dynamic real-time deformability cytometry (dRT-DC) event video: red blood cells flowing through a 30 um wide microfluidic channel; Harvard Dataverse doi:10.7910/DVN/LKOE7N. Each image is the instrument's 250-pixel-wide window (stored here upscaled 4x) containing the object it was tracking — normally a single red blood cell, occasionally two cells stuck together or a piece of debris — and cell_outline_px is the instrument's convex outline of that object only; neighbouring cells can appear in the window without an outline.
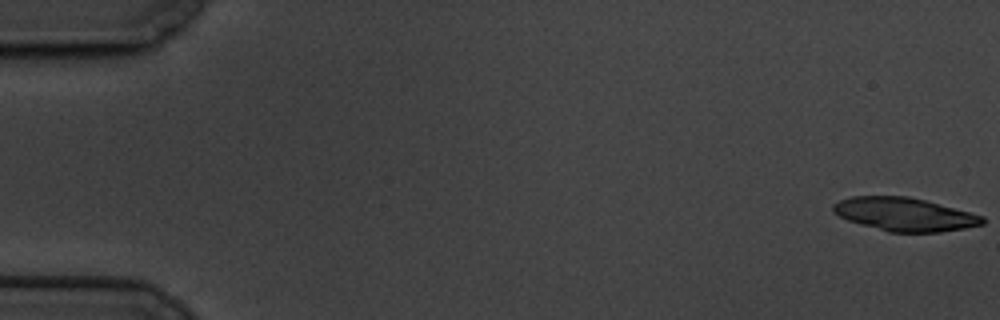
{"species": "common noctule bat (a hibernating species)", "species_latin": "Nyctalus noctula", "temperature_condition": "cold", "stored_images_in_passage": 59, "segment_of_instrument_passage": [1, 2], "camera_frame_rate_fps": 3000, "um_per_image_px": 0.085, "animal": {"sex": "male", "body_mass_g": 19.5, "forearm_length_mm": 54.6}, "frame": {"image": 1, "passage_image": 1, "time_ms": 0.0, "image_size_px": [1000, 320], "cell_outline_px": [[984, 224], [964, 228], [940, 232], [888, 232], [848, 220], [832, 212], [832, 204], [840, 200], [852, 196], [908, 196], [924, 200], [984, 216]], "centroid_in_image_um": [76.86, 18.22], "position_along_channel_um": 8.1, "area_um2": 28.78}}